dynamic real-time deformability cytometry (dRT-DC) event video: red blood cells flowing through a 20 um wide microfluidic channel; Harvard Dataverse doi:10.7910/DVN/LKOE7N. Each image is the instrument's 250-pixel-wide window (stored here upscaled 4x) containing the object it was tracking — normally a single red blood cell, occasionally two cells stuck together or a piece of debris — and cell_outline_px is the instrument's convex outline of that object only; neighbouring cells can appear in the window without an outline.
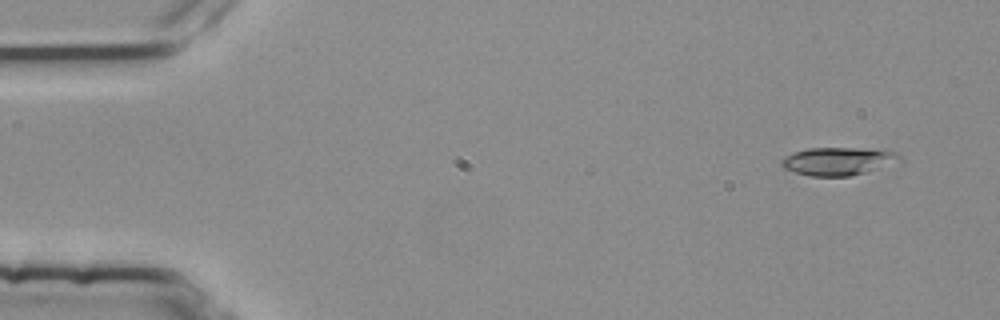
{"species": "common noctule bat (a hibernating species)", "species_latin": "Nyctalus noctula", "temperature_condition": "room temperature", "stored_images_in_passage": 3, "camera_frame_rate_fps": 3000, "um_per_image_px": 0.085, "animal": {"sex": "female", "body_mass_g": 25.1}, "frame": {"image": 1, "passage_image": 1, "time_ms": 0.0, "image_size_px": [1000, 320], "cell_outline_px": [[900, 160], [864, 172], [848, 176], [812, 176], [796, 172], [784, 168], [780, 164], [780, 160], [784, 156], [808, 148], [872, 148], [896, 152], [900, 156]], "centroid_in_image_um": [71.19, 13.68], "position_along_channel_um": 13.8, "area_um2": 18.9}}
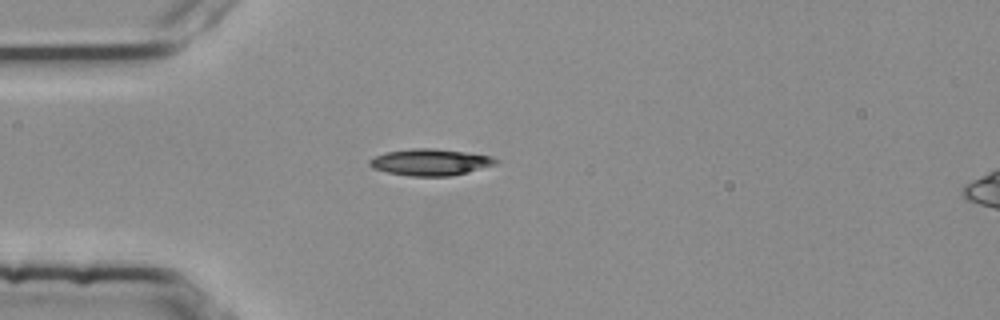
{"frame": {"image": 2, "passage_image": 3, "time_ms": 0.667, "image_size_px": [1000, 320], "cell_outline_px": [[500, 160], [496, 164], [452, 176], [408, 176], [388, 172], [372, 168], [368, 164], [368, 160], [384, 152], [412, 148], [432, 148], [464, 152], [492, 156]], "centroid_in_image_um": [36.55, 13.78], "position_along_channel_um": 48.4, "area_um2": 19.54}}